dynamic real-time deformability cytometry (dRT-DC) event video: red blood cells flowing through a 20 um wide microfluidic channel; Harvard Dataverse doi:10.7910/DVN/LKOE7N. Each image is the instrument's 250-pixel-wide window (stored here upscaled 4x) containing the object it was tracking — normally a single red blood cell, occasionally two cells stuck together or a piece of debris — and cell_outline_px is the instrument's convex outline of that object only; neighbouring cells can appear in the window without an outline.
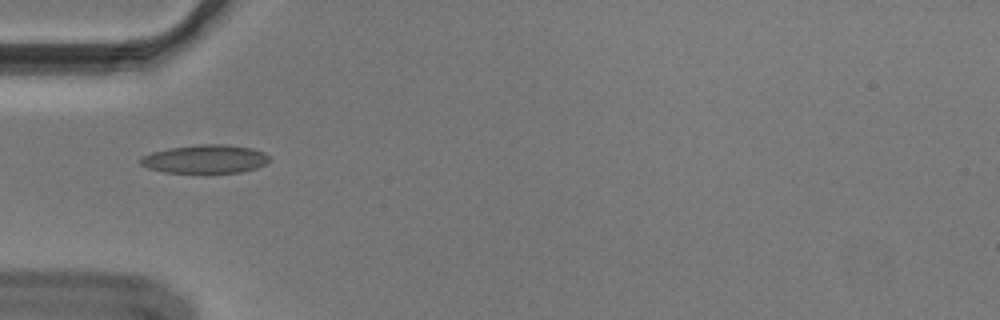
{"species": "Egyptian fruit bat (a non-hibernating species)", "species_latin": "Rousettus aegyptiacus", "temperature_condition": "cold", "stored_images_in_passage": 38, "camera_frame_rate_fps": 3000, "um_per_image_px": 0.085, "animal": {"sex": "male"}, "frame": {"image": 1, "passage_image": 1, "time_ms": 0.0, "image_size_px": [1000, 320], "cell_outline_px": [[268, 160], [264, 164], [256, 168], [240, 172], [208, 176], [164, 172], [148, 168], [140, 164], [140, 156], [152, 152], [172, 148], [200, 144], [224, 144], [252, 148], [264, 152], [268, 156]], "centroid_in_image_um": [17.41, 13.57], "position_along_channel_um": 67.6, "area_um2": 22.2}}
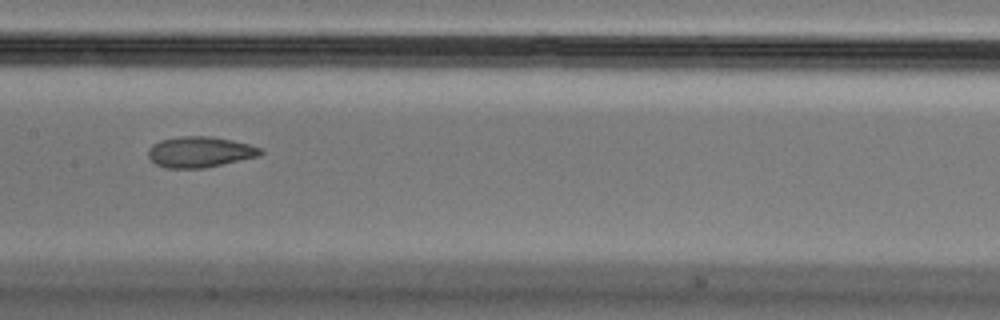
{"frame": {"image": 2, "passage_image": 11, "time_ms": 3.333, "image_size_px": [1000, 320], "cell_outline_px": [[264, 152], [260, 156], [204, 168], [164, 168], [156, 164], [148, 156], [148, 148], [152, 144], [160, 140], [180, 136], [212, 136], [232, 140], [248, 144], [260, 148]], "centroid_in_image_um": [16.98, 12.91], "position_along_channel_um": 190.4, "area_um2": 20.23}}
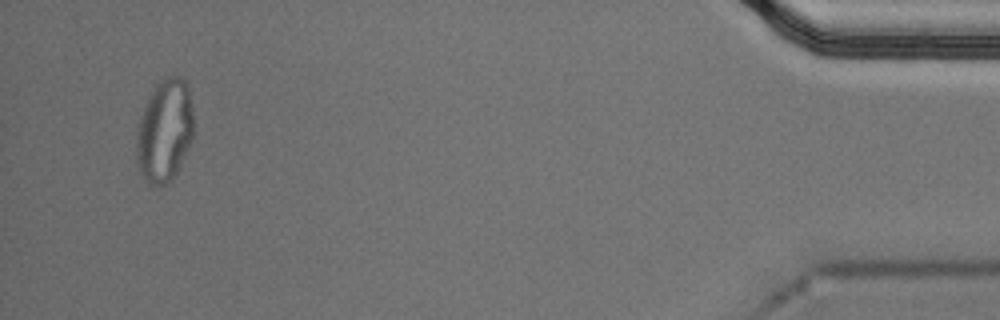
{"frame": {"image": 3, "passage_image": 36, "time_ms": 11.667, "image_size_px": [1000, 320], "cell_outline_px": [[192, 140], [172, 180], [156, 188], [148, 184], [144, 180], [140, 172], [136, 160], [136, 136], [140, 116], [156, 84], [168, 76], [180, 76], [188, 84], [192, 116]], "centroid_in_image_um": [13.97, 11.16], "position_along_channel_um": 421.2, "area_um2": 34.04}, "authors_computed_cell_mechanics": {"area_um2": 20.808, "velocity_mm_per_s": 3.6669, "shape_relaxation_time_tau1_ms": null, "shape_relaxation_time_tau2_ms": 2.0318, "deformation_change_tau1": null, "deformation_change_tau2": 0.07}}